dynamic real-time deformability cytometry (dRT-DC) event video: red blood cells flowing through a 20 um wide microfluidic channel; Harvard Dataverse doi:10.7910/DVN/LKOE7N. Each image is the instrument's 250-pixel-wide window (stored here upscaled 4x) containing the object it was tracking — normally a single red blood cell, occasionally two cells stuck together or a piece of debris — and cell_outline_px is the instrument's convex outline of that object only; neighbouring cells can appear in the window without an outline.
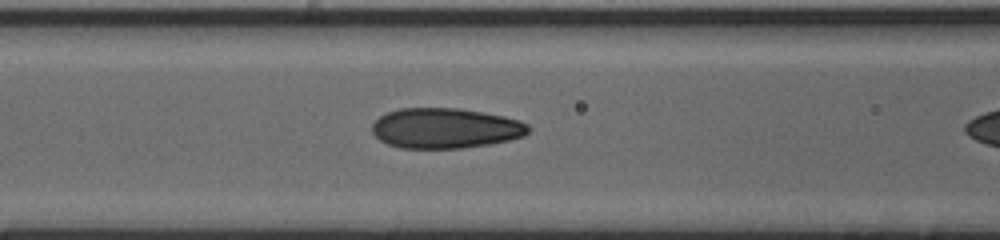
{"species": "human", "species_latin": "Homo sapiens", "temperature_condition": "cold", "stored_images_in_passage": 24, "camera_frame_rate_fps": 3000, "um_per_image_px": 0.085, "donor": {"sex": "male"}, "frame": {"image": 1, "passage_image": 20, "time_ms": 6.333, "image_size_px": [1000, 240], "cell_outline_px": [[528, 132], [524, 136], [508, 140], [488, 144], [464, 148], [400, 148], [388, 144], [380, 140], [372, 132], [372, 124], [380, 116], [388, 112], [400, 108], [460, 108], [484, 112], [504, 116], [520, 120], [528, 124]], "centroid_in_image_um": [37.85, 10.89], "position_along_channel_um": 128.7, "area_um2": 36.7}}
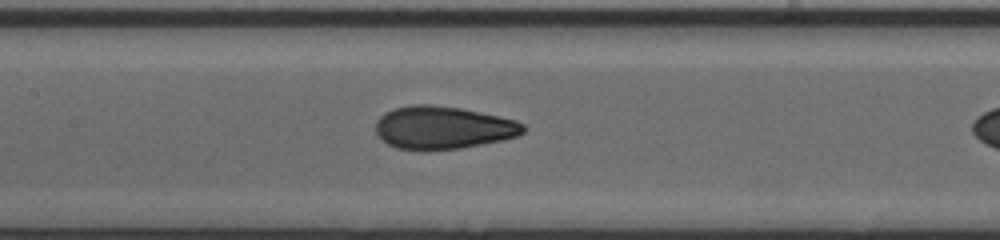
{"frame": {"image": 2, "passage_image": 23, "time_ms": 7.333, "image_size_px": [1000, 240], "cell_outline_px": [[524, 132], [516, 136], [504, 140], [460, 148], [424, 152], [420, 152], [396, 148], [380, 140], [376, 132], [376, 120], [384, 112], [396, 108], [412, 104], [432, 104], [460, 108], [500, 116], [516, 120], [524, 124]], "centroid_in_image_um": [37.61, 10.87], "position_along_channel_um": 169.8, "area_um2": 37.45}}